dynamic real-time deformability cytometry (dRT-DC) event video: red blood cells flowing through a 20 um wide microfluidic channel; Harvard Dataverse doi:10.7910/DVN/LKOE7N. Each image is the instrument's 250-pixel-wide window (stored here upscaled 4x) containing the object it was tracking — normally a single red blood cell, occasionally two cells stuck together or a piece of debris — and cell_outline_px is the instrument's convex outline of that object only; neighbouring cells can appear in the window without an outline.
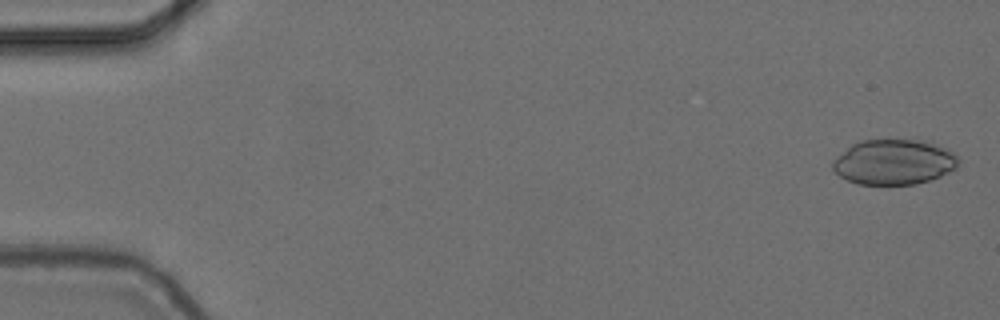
{"species": "common noctule bat (a hibernating species)", "species_latin": "Nyctalus noctula", "temperature_condition": "cold", "stored_images_in_passage": 52, "camera_frame_rate_fps": 3000, "um_per_image_px": 0.085, "animal": {"sex": "female", "body_mass_g": 24.6, "forearm_length_mm": 56.2}, "frame": {"image": 1, "passage_image": 2, "time_ms": 0.333, "image_size_px": [1000, 320], "cell_outline_px": [[956, 168], [940, 176], [916, 184], [856, 184], [840, 176], [832, 168], [832, 160], [852, 144], [860, 140], [932, 140], [952, 152], [956, 156]], "centroid_in_image_um": [75.97, 13.76], "position_along_channel_um": 9.0, "area_um2": 33.06}}